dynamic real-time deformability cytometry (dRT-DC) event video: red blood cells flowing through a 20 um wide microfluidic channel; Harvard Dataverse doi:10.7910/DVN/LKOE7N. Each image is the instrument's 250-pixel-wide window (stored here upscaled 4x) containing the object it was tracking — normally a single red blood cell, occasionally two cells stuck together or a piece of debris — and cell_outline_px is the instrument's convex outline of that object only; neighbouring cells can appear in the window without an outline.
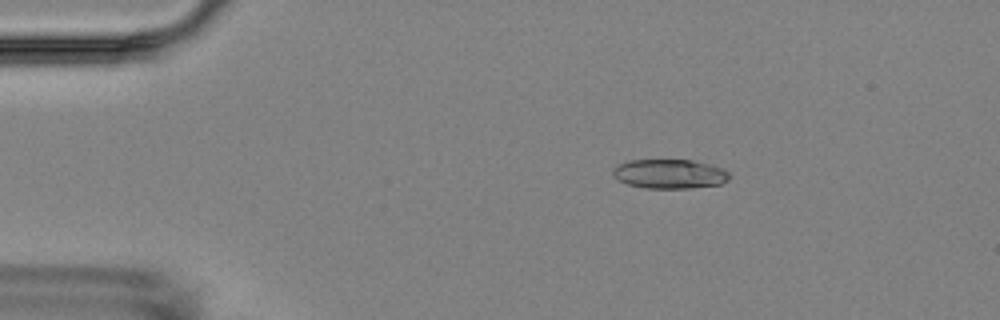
{"species": "Egyptian fruit bat (a non-hibernating species)", "species_latin": "Rousettus aegyptiacus", "temperature_condition": "room temperature", "stored_images_in_passage": 4, "camera_frame_rate_fps": 3000, "um_per_image_px": 0.085, "animal": {"sex": "female"}, "frame": {"image": 1, "passage_image": 2, "time_ms": 1.333, "image_size_px": [1000, 320], "cell_outline_px": [[728, 180], [720, 184], [688, 188], [648, 188], [628, 184], [620, 180], [612, 172], [612, 168], [628, 160], [692, 160], [712, 164], [724, 168], [728, 172]], "centroid_in_image_um": [56.95, 14.77], "position_along_channel_um": 28.1, "area_um2": 19.77}}